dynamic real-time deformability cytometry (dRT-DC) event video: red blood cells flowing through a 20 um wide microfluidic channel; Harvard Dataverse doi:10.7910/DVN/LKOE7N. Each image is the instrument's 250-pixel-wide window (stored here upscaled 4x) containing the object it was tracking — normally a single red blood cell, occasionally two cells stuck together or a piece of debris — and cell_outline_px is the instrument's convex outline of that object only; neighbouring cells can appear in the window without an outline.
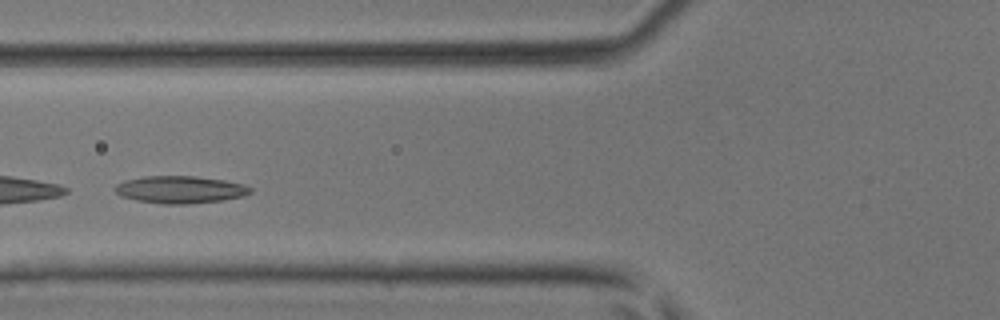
{"species": "common noctule bat (a hibernating species)", "species_latin": "Nyctalus noctula", "temperature_condition": "room temperature", "stored_images_in_passage": 38, "camera_frame_rate_fps": 3000, "um_per_image_px": 0.085, "animal": {"sex": "male", "body_mass_g": 17.9, "forearm_length_mm": 54.2}, "frame": {"image": 1, "passage_image": 12, "time_ms": 3.667, "image_size_px": [1000, 320], "cell_outline_px": [[252, 192], [244, 196], [220, 200], [188, 204], [160, 204], [136, 200], [120, 196], [112, 188], [116, 184], [124, 180], [144, 176], [196, 176], [224, 180], [244, 184], [252, 188]], "centroid_in_image_um": [15.28, 16.11], "position_along_channel_um": 110.5, "area_um2": 21.73}}
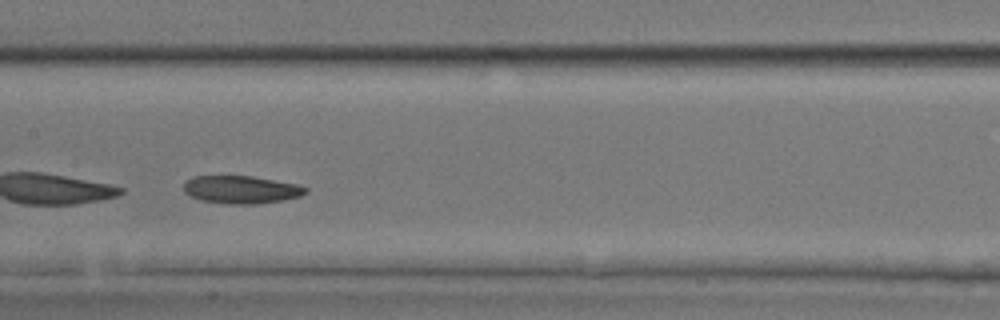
{"frame": {"image": 2, "passage_image": 17, "time_ms": 5.333, "image_size_px": [1000, 320], "cell_outline_px": [[308, 192], [300, 196], [284, 200], [256, 204], [224, 204], [200, 200], [184, 192], [184, 180], [192, 176], [252, 176], [296, 184], [308, 188]], "centroid_in_image_um": [20.48, 16.12], "position_along_channel_um": 186.9, "area_um2": 19.88}}